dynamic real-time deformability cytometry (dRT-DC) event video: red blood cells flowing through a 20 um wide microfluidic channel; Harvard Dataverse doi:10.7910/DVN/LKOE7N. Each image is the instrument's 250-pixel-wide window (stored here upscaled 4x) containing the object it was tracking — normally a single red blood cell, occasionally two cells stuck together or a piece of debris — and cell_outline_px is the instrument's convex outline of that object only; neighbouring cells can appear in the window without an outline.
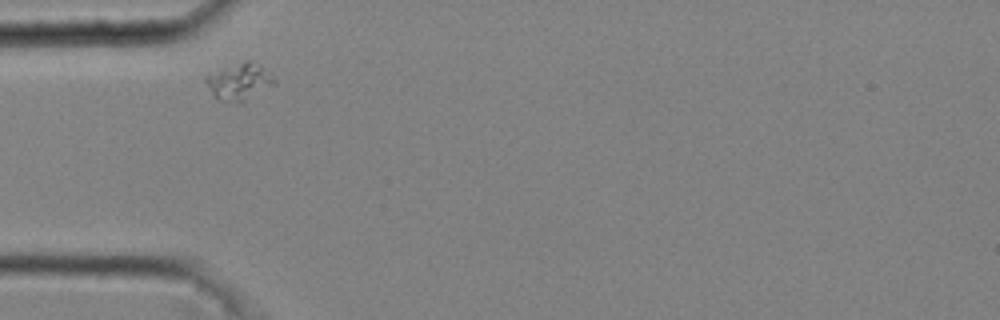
{"species": "common noctule bat (a hibernating species)", "species_latin": "Nyctalus noctula", "temperature_condition": "cold", "stored_images_in_passage": 27, "camera_frame_rate_fps": 3000, "um_per_image_px": 0.085, "animal": {"sex": "male", "body_mass_g": 20.4}, "frame": {"image": 1, "passage_image": 1, "time_ms": 0.0, "image_size_px": [1000, 320], "cell_outline_px": [[276, 84], [240, 104], [236, 104], [220, 100], [212, 92], [204, 80], [204, 76], [244, 60], [248, 60], [260, 64], [276, 80]], "centroid_in_image_um": [20.37, 6.95], "position_along_channel_um": 64.6, "area_um2": 14.68}}
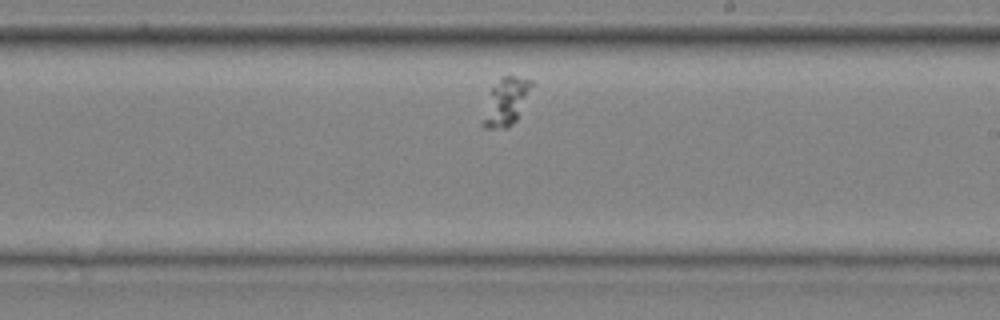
{"frame": {"image": 2, "passage_image": 16, "time_ms": 5.0, "image_size_px": [1000, 320], "cell_outline_px": [[536, 84], [516, 120], [512, 124], [504, 128], [484, 128], [480, 124], [492, 88], [500, 76], [516, 76], [532, 80]], "centroid_in_image_um": [43.06, 8.62], "position_along_channel_um": 245.9, "area_um2": 13.58}}
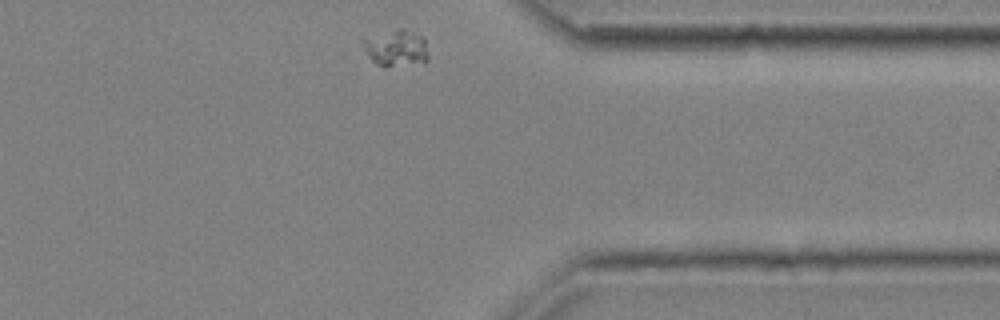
{"frame": {"image": 3, "passage_image": 27, "time_ms": 8.667, "image_size_px": [1000, 320], "cell_outline_px": [[428, 60], [392, 64], [376, 64], [372, 60], [364, 48], [360, 40], [400, 28], [404, 28], [420, 36], [424, 40], [428, 52]], "centroid_in_image_um": [33.66, 4.03], "position_along_channel_um": 377.7, "area_um2": 12.95}}